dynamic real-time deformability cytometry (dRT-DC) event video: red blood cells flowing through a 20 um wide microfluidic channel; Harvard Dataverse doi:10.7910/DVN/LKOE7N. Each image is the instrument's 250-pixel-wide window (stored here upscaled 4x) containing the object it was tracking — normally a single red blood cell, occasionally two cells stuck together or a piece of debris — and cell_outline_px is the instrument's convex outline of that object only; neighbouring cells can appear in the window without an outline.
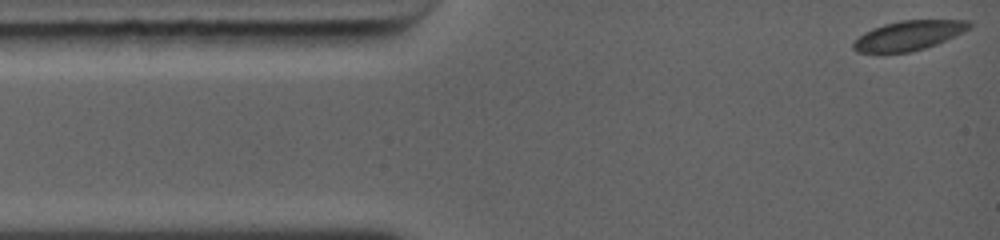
{"species": "common noctule bat (a hibernating species)", "species_latin": "Nyctalus noctula", "temperature_condition": "warm", "stored_images_in_passage": 64, "camera_frame_rate_fps": 5000, "um_per_image_px": 0.085, "animal": {"sex": "female", "body_mass_g": 19.0, "forearm_length_mm": 56.7}, "frame": {"image": 1, "passage_image": 1, "time_ms": 0.0, "image_size_px": [1000, 240], "cell_outline_px": [[972, 24], [964, 32], [936, 44], [912, 52], [856, 52], [852, 48], [852, 44], [864, 32], [872, 28], [884, 24], [900, 20], [972, 20]], "centroid_in_image_um": [77.24, 3.0], "position_along_channel_um": 7.8, "area_um2": 19.88}}
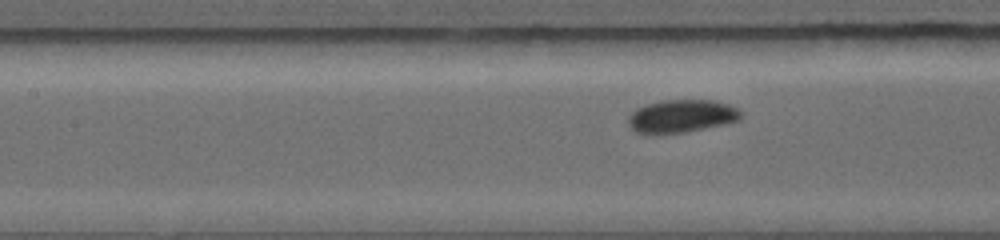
{"frame": {"image": 2, "passage_image": 33, "time_ms": 4.8, "image_size_px": [1000, 240], "cell_outline_px": [[740, 116], [736, 120], [720, 124], [684, 132], [636, 132], [628, 124], [628, 116], [636, 108], [644, 104], [660, 100], [712, 100], [728, 104], [736, 108], [740, 112]], "centroid_in_image_um": [57.87, 9.83], "position_along_channel_um": 149.5, "area_um2": 20.92}}
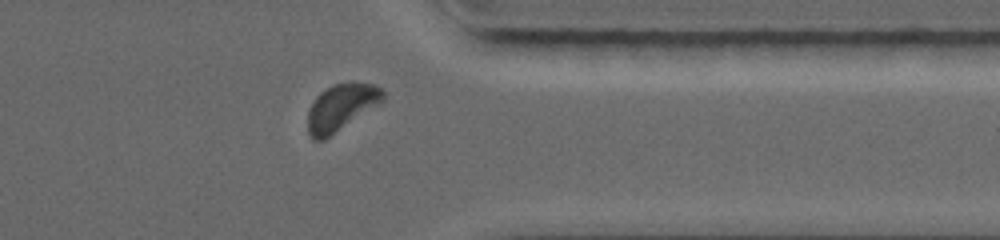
{"frame": {"image": 3, "passage_image": 55, "time_ms": 10.2, "image_size_px": [1000, 240], "cell_outline_px": [[384, 100], [324, 140], [316, 140], [308, 132], [308, 112], [316, 96], [320, 92], [332, 84], [348, 80], [352, 80], [372, 84], [380, 88], [384, 92]], "centroid_in_image_um": [29.0, 9.07], "position_along_channel_um": 382.4, "area_um2": 20.4}, "authors_computed_cell_mechanics": {"area_um2": 20.2878, "velocity_mm_per_s": 4.3976, "shape_relaxation_time_tau1_ms": 3.8737, "shape_relaxation_time_tau2_ms": null, "deformation_change_tau1": 0.1131, "deformation_change_tau2": null}}